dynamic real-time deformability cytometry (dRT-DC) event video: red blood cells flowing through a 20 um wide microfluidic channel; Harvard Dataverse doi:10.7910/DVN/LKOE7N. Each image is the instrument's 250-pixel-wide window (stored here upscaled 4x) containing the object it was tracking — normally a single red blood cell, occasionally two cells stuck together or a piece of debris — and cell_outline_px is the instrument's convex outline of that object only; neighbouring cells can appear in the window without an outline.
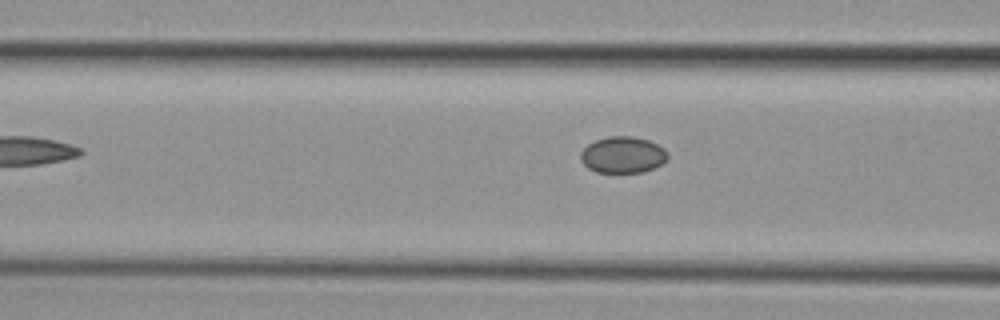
{"species": "common noctule bat (a hibernating species)", "species_latin": "Nyctalus noctula", "temperature_condition": "cold", "stored_images_in_passage": 6, "camera_frame_rate_fps": 3000, "um_per_image_px": 0.085, "animal": {"sex": "female", "body_mass_g": 29.2, "forearm_length_mm": 56.3}, "frame": {"image": 1, "passage_image": 6, "time_ms": 5.667, "image_size_px": [1000, 320], "cell_outline_px": [[668, 156], [660, 164], [644, 172], [596, 172], [588, 168], [580, 160], [580, 152], [588, 144], [596, 140], [608, 136], [632, 136], [648, 140], [664, 148], [668, 152]], "centroid_in_image_um": [52.91, 13.15], "position_along_channel_um": 113.7, "area_um2": 18.38}}